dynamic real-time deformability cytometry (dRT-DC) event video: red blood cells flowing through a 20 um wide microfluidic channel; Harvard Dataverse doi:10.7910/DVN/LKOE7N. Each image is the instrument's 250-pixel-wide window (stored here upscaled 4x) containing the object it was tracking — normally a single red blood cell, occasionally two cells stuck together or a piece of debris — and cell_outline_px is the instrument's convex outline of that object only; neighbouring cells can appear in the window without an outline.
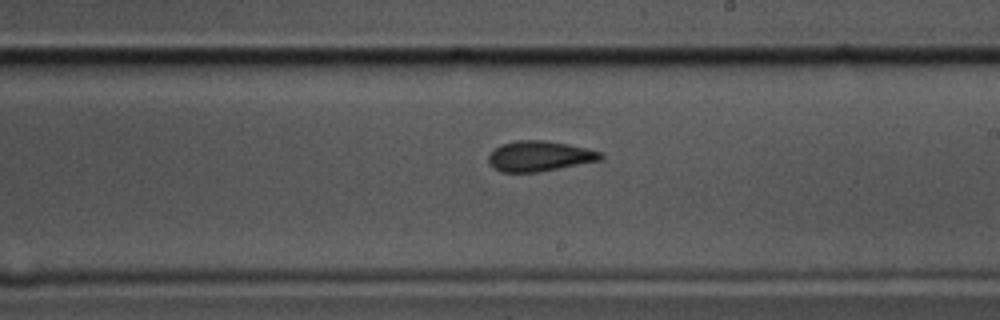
{"species": "common noctule bat (a hibernating species)", "species_latin": "Nyctalus noctula", "temperature_condition": "cold", "stored_images_in_passage": 47, "camera_frame_rate_fps": 3000, "um_per_image_px": 0.085, "animal": {"sex": "male", "body_mass_g": 17.5, "forearm_length_mm": 52.3}, "frame": {"image": 1, "passage_image": 29, "time_ms": 9.333, "image_size_px": [1000, 320], "cell_outline_px": [[604, 156], [600, 160], [540, 172], [500, 172], [492, 168], [488, 160], [488, 156], [496, 148], [504, 144], [516, 140], [544, 140], [568, 144], [600, 152]], "centroid_in_image_um": [45.83, 13.28], "position_along_channel_um": 243.2, "area_um2": 19.65}}
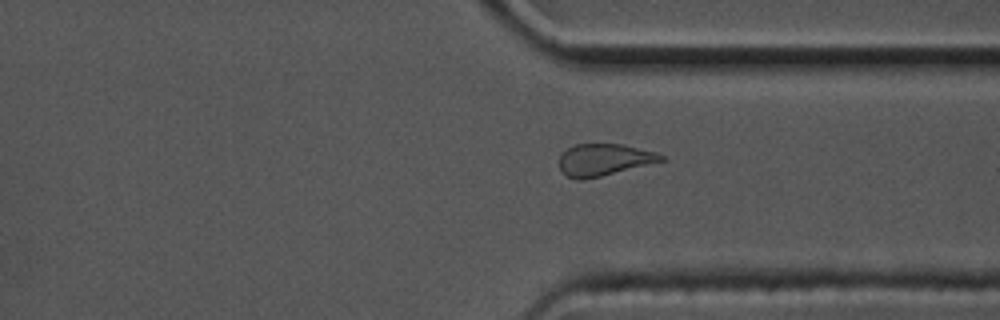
{"frame": {"image": 2, "passage_image": 39, "time_ms": 12.667, "image_size_px": [1000, 320], "cell_outline_px": [[668, 160], [584, 180], [576, 180], [560, 172], [560, 156], [568, 148], [576, 144], [620, 144], [656, 152], [664, 156]], "centroid_in_image_um": [51.36, 13.59], "position_along_channel_um": 360.0, "area_um2": 18.96}}
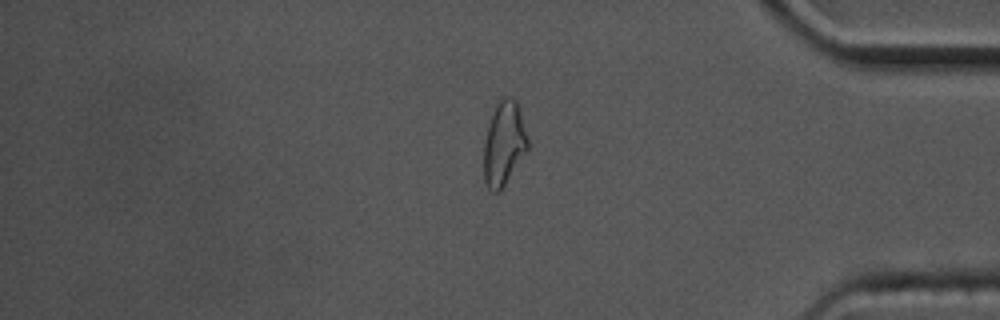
{"frame": {"image": 3, "passage_image": 44, "time_ms": 14.333, "image_size_px": [1000, 320], "cell_outline_px": [[528, 148], [500, 192], [492, 192], [488, 188], [484, 180], [484, 144], [488, 124], [496, 104], [504, 96], [508, 96], [516, 100], [520, 112], [528, 140]], "centroid_in_image_um": [42.82, 12.21], "position_along_channel_um": 392.4, "area_um2": 21.27}, "authors_computed_cell_mechanics": {"area_um2": 19.652, "velocity_mm_per_s": 3.497, "shape_relaxation_time_tau1_ms": 4.0015, "shape_relaxation_time_tau2_ms": 2.2665, "deformation_change_tau1": 0.1313, "deformation_change_tau2": 0.1012}}